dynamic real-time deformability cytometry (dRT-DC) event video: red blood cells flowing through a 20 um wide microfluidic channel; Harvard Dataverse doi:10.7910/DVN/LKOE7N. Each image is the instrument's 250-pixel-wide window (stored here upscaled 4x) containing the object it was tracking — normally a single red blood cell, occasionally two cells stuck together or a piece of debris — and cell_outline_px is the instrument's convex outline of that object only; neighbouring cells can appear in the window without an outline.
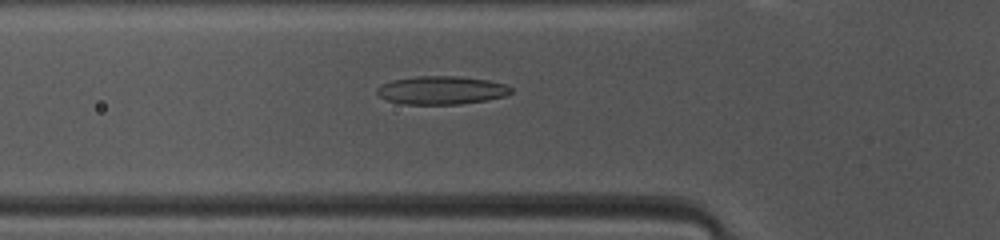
{"species": "common noctule bat (a hibernating species)", "species_latin": "Nyctalus noctula", "temperature_condition": "warm", "stored_images_in_passage": 46, "camera_frame_rate_fps": 3000, "um_per_image_px": 0.085, "animal": {"sex": "female", "body_mass_g": 10.0, "forearm_length_mm": 53.1}, "frame": {"image": 1, "passage_image": 14, "time_ms": 4.333, "image_size_px": [1000, 240], "cell_outline_px": [[512, 92], [504, 96], [484, 100], [460, 104], [400, 104], [388, 100], [380, 96], [376, 92], [376, 88], [392, 80], [416, 76], [456, 76], [488, 80], [504, 84], [512, 88]], "centroid_in_image_um": [37.5, 7.67], "position_along_channel_um": 88.3, "area_um2": 21.91}}
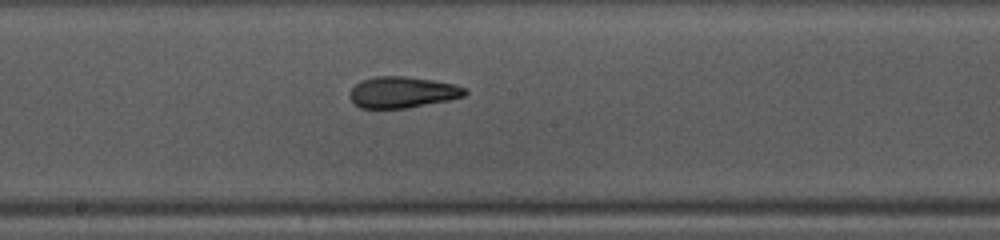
{"frame": {"image": 2, "passage_image": 23, "time_ms": 7.333, "image_size_px": [1000, 240], "cell_outline_px": [[468, 92], [464, 96], [448, 100], [408, 108], [360, 108], [348, 96], [348, 92], [360, 80], [376, 76], [404, 76], [432, 80], [456, 84], [468, 88]], "centroid_in_image_um": [34.21, 7.83], "position_along_channel_um": 214.0, "area_um2": 21.1}}
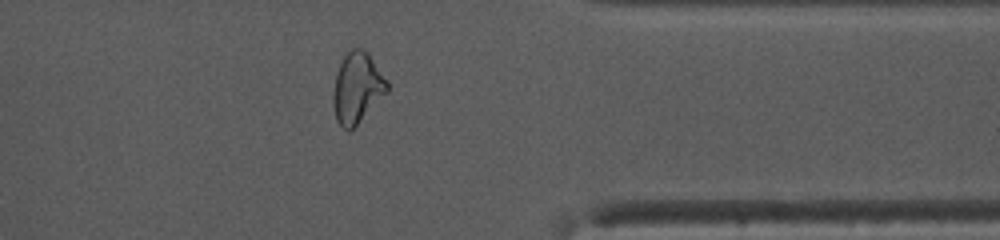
{"frame": {"image": 3, "passage_image": 36, "time_ms": 11.667, "image_size_px": [1000, 240], "cell_outline_px": [[388, 92], [348, 132], [336, 120], [332, 104], [332, 96], [336, 72], [344, 56], [352, 48], [364, 48], [368, 52], [388, 80]], "centroid_in_image_um": [30.36, 7.44], "position_along_channel_um": 381.0, "area_um2": 22.25}, "authors_computed_cell_mechanics": {"area_um2": 22.253, "velocity_mm_per_s": 4.1553, "shape_relaxation_time_tau1_ms": 8.8975, "shape_relaxation_time_tau2_ms": 2.2089, "deformation_change_tau1": 0.2375, "deformation_change_tau2": 0.0866}}